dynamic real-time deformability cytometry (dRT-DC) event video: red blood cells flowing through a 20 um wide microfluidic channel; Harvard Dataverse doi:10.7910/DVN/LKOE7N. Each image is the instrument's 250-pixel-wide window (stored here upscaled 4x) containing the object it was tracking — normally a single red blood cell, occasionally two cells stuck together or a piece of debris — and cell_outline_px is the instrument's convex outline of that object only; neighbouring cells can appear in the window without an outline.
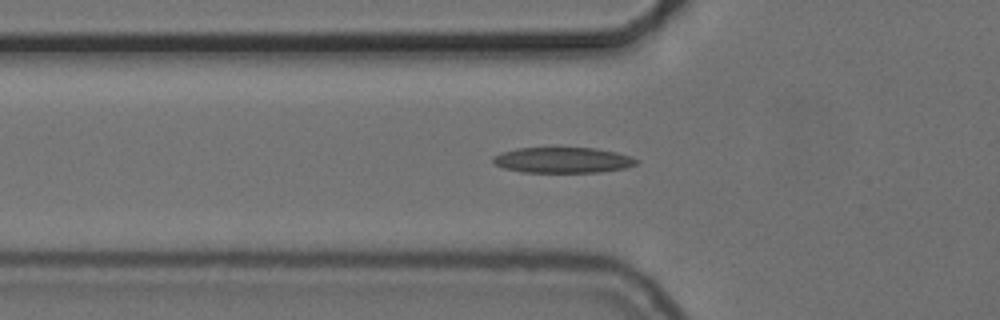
{"species": "common noctule bat (a hibernating species)", "species_latin": "Nyctalus noctula", "temperature_condition": "cold", "stored_images_in_passage": 35, "camera_frame_rate_fps": 3000, "um_per_image_px": 0.085, "animal": {"sex": "female", "body_mass_g": 24.6, "forearm_length_mm": 56.2}, "frame": {"image": 1, "passage_image": 2, "time_ms": 0.333, "image_size_px": [1000, 320], "cell_outline_px": [[640, 160], [636, 164], [624, 168], [600, 172], [524, 172], [504, 168], [492, 164], [492, 156], [516, 148], [596, 148], [616, 152]], "centroid_in_image_um": [47.81, 13.61], "position_along_channel_um": 78.0, "area_um2": 21.33}}
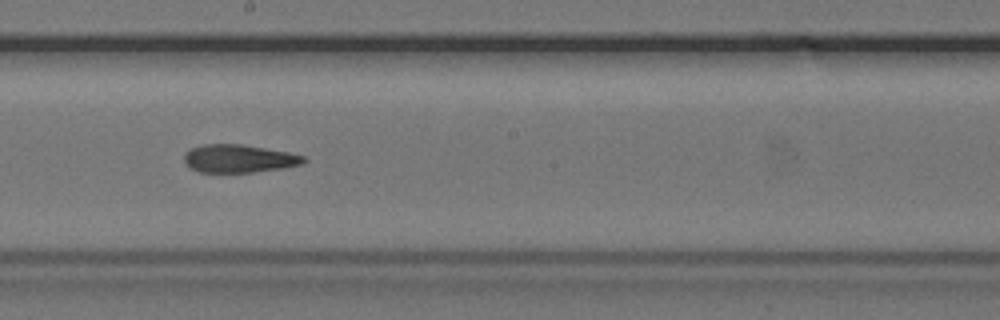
{"frame": {"image": 2, "passage_image": 14, "time_ms": 4.333, "image_size_px": [1000, 320], "cell_outline_px": [[308, 160], [300, 164], [284, 168], [252, 172], [200, 172], [188, 168], [184, 160], [184, 152], [188, 148], [204, 144], [240, 144], [288, 152], [304, 156]], "centroid_in_image_um": [20.25, 13.48], "position_along_channel_um": 227.9, "area_um2": 19.59}}
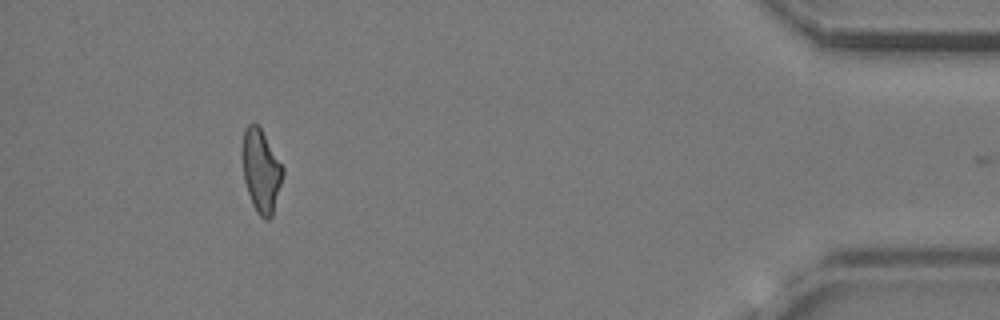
{"frame": {"image": 3, "passage_image": 34, "time_ms": 11.0, "image_size_px": [1000, 320], "cell_outline_px": [[284, 172], [272, 216], [268, 220], [264, 220], [256, 212], [252, 204], [244, 180], [240, 152], [240, 148], [244, 128], [252, 120], [260, 128], [284, 168]], "centroid_in_image_um": [22.15, 14.49], "position_along_channel_um": 413.1, "area_um2": 19.88}}